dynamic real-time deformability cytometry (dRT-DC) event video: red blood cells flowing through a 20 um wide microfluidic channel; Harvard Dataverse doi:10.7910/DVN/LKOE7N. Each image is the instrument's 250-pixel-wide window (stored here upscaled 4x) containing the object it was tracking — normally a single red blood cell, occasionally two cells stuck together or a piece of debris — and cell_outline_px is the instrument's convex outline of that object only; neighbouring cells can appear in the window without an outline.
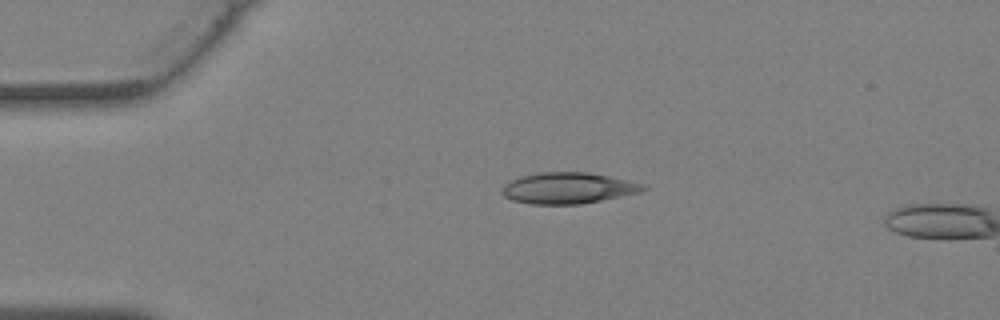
{"species": "Egyptian fruit bat (a non-hibernating species)", "species_latin": "Rousettus aegyptiacus", "temperature_condition": "warm", "stored_images_in_passage": 3, "camera_frame_rate_fps": 3000, "um_per_image_px": 0.085, "animal": {"sex": "female"}, "frame": {"image": 1, "passage_image": 1, "time_ms": 0.0, "image_size_px": [1000, 320], "cell_outline_px": [[648, 188], [640, 192], [580, 204], [532, 204], [512, 200], [504, 196], [500, 192], [504, 184], [520, 176], [544, 172], [588, 172], [628, 180], [644, 184]], "centroid_in_image_um": [48.26, 15.98], "position_along_channel_um": 36.7, "area_um2": 25.43}}